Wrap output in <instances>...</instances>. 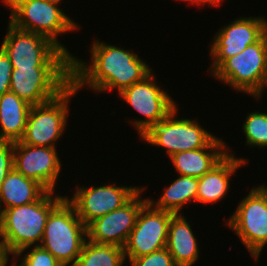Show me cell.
I'll list each match as a JSON object with an SVG mask.
<instances>
[{
	"mask_svg": "<svg viewBox=\"0 0 267 266\" xmlns=\"http://www.w3.org/2000/svg\"><path fill=\"white\" fill-rule=\"evenodd\" d=\"M91 53V65L71 57V84L77 90L88 85L97 92L117 88L120 93L151 73L132 51L95 41Z\"/></svg>",
	"mask_w": 267,
	"mask_h": 266,
	"instance_id": "1",
	"label": "cell"
},
{
	"mask_svg": "<svg viewBox=\"0 0 267 266\" xmlns=\"http://www.w3.org/2000/svg\"><path fill=\"white\" fill-rule=\"evenodd\" d=\"M52 194L47 191L35 202L1 210L0 246L10 255L20 256L32 244L42 241L50 213L66 198H54Z\"/></svg>",
	"mask_w": 267,
	"mask_h": 266,
	"instance_id": "2",
	"label": "cell"
},
{
	"mask_svg": "<svg viewBox=\"0 0 267 266\" xmlns=\"http://www.w3.org/2000/svg\"><path fill=\"white\" fill-rule=\"evenodd\" d=\"M87 236V226L66 198L50 213L45 224L41 246L63 266H75Z\"/></svg>",
	"mask_w": 267,
	"mask_h": 266,
	"instance_id": "3",
	"label": "cell"
},
{
	"mask_svg": "<svg viewBox=\"0 0 267 266\" xmlns=\"http://www.w3.org/2000/svg\"><path fill=\"white\" fill-rule=\"evenodd\" d=\"M6 35L1 48L13 68H71V57L45 36L10 23Z\"/></svg>",
	"mask_w": 267,
	"mask_h": 266,
	"instance_id": "4",
	"label": "cell"
},
{
	"mask_svg": "<svg viewBox=\"0 0 267 266\" xmlns=\"http://www.w3.org/2000/svg\"><path fill=\"white\" fill-rule=\"evenodd\" d=\"M12 11L10 24L15 28L40 34L50 39L70 57L57 35L77 29V25L57 7L55 0H3Z\"/></svg>",
	"mask_w": 267,
	"mask_h": 266,
	"instance_id": "5",
	"label": "cell"
},
{
	"mask_svg": "<svg viewBox=\"0 0 267 266\" xmlns=\"http://www.w3.org/2000/svg\"><path fill=\"white\" fill-rule=\"evenodd\" d=\"M211 74L238 91L261 97L267 86V32L241 53L227 58Z\"/></svg>",
	"mask_w": 267,
	"mask_h": 266,
	"instance_id": "6",
	"label": "cell"
},
{
	"mask_svg": "<svg viewBox=\"0 0 267 266\" xmlns=\"http://www.w3.org/2000/svg\"><path fill=\"white\" fill-rule=\"evenodd\" d=\"M77 89L70 84L54 99L30 108L24 135L20 140L31 146L55 148V142L60 138L66 126L68 103Z\"/></svg>",
	"mask_w": 267,
	"mask_h": 266,
	"instance_id": "7",
	"label": "cell"
},
{
	"mask_svg": "<svg viewBox=\"0 0 267 266\" xmlns=\"http://www.w3.org/2000/svg\"><path fill=\"white\" fill-rule=\"evenodd\" d=\"M177 110L173 109L163 120L153 123L140 137L153 146L167 148L169 156L206 147L215 138L192 119H174Z\"/></svg>",
	"mask_w": 267,
	"mask_h": 266,
	"instance_id": "8",
	"label": "cell"
},
{
	"mask_svg": "<svg viewBox=\"0 0 267 266\" xmlns=\"http://www.w3.org/2000/svg\"><path fill=\"white\" fill-rule=\"evenodd\" d=\"M227 224L236 232L252 257L258 259L267 244V187L252 188Z\"/></svg>",
	"mask_w": 267,
	"mask_h": 266,
	"instance_id": "9",
	"label": "cell"
},
{
	"mask_svg": "<svg viewBox=\"0 0 267 266\" xmlns=\"http://www.w3.org/2000/svg\"><path fill=\"white\" fill-rule=\"evenodd\" d=\"M71 84V68H13L10 92L31 106L46 103Z\"/></svg>",
	"mask_w": 267,
	"mask_h": 266,
	"instance_id": "10",
	"label": "cell"
},
{
	"mask_svg": "<svg viewBox=\"0 0 267 266\" xmlns=\"http://www.w3.org/2000/svg\"><path fill=\"white\" fill-rule=\"evenodd\" d=\"M174 213L153 208L147 202L123 247L125 258L134 259L166 248L168 229Z\"/></svg>",
	"mask_w": 267,
	"mask_h": 266,
	"instance_id": "11",
	"label": "cell"
},
{
	"mask_svg": "<svg viewBox=\"0 0 267 266\" xmlns=\"http://www.w3.org/2000/svg\"><path fill=\"white\" fill-rule=\"evenodd\" d=\"M119 94L125 102L146 118L133 122L140 135L177 107L167 92L154 83V75L151 73L142 81L126 87Z\"/></svg>",
	"mask_w": 267,
	"mask_h": 266,
	"instance_id": "12",
	"label": "cell"
},
{
	"mask_svg": "<svg viewBox=\"0 0 267 266\" xmlns=\"http://www.w3.org/2000/svg\"><path fill=\"white\" fill-rule=\"evenodd\" d=\"M104 185L85 189L80 187L73 198L66 197L86 226L95 219L122 207L141 189L133 186Z\"/></svg>",
	"mask_w": 267,
	"mask_h": 266,
	"instance_id": "13",
	"label": "cell"
},
{
	"mask_svg": "<svg viewBox=\"0 0 267 266\" xmlns=\"http://www.w3.org/2000/svg\"><path fill=\"white\" fill-rule=\"evenodd\" d=\"M142 190L143 188L122 207L92 221L87 226L86 238L94 243L117 245L123 248L136 225L141 208L148 202V199L139 198Z\"/></svg>",
	"mask_w": 267,
	"mask_h": 266,
	"instance_id": "14",
	"label": "cell"
},
{
	"mask_svg": "<svg viewBox=\"0 0 267 266\" xmlns=\"http://www.w3.org/2000/svg\"><path fill=\"white\" fill-rule=\"evenodd\" d=\"M214 38L211 56L212 73L227 59L241 53L248 45L256 43L267 32L264 18H240L220 29Z\"/></svg>",
	"mask_w": 267,
	"mask_h": 266,
	"instance_id": "15",
	"label": "cell"
},
{
	"mask_svg": "<svg viewBox=\"0 0 267 266\" xmlns=\"http://www.w3.org/2000/svg\"><path fill=\"white\" fill-rule=\"evenodd\" d=\"M14 143L13 167L27 178L41 184L47 191L54 187L61 169L56 148Z\"/></svg>",
	"mask_w": 267,
	"mask_h": 266,
	"instance_id": "16",
	"label": "cell"
},
{
	"mask_svg": "<svg viewBox=\"0 0 267 266\" xmlns=\"http://www.w3.org/2000/svg\"><path fill=\"white\" fill-rule=\"evenodd\" d=\"M224 148L226 145L215 137L206 147L178 152L170 158L180 175L200 178L227 155L228 152H225Z\"/></svg>",
	"mask_w": 267,
	"mask_h": 266,
	"instance_id": "17",
	"label": "cell"
},
{
	"mask_svg": "<svg viewBox=\"0 0 267 266\" xmlns=\"http://www.w3.org/2000/svg\"><path fill=\"white\" fill-rule=\"evenodd\" d=\"M245 163V159H238L227 153L209 172L198 178L196 202L213 203L221 200L228 191L230 176Z\"/></svg>",
	"mask_w": 267,
	"mask_h": 266,
	"instance_id": "18",
	"label": "cell"
},
{
	"mask_svg": "<svg viewBox=\"0 0 267 266\" xmlns=\"http://www.w3.org/2000/svg\"><path fill=\"white\" fill-rule=\"evenodd\" d=\"M166 248L177 266H192L199 257L197 240L184 216L173 214Z\"/></svg>",
	"mask_w": 267,
	"mask_h": 266,
	"instance_id": "19",
	"label": "cell"
},
{
	"mask_svg": "<svg viewBox=\"0 0 267 266\" xmlns=\"http://www.w3.org/2000/svg\"><path fill=\"white\" fill-rule=\"evenodd\" d=\"M31 105L13 92L0 97V141L17 142L24 135Z\"/></svg>",
	"mask_w": 267,
	"mask_h": 266,
	"instance_id": "20",
	"label": "cell"
},
{
	"mask_svg": "<svg viewBox=\"0 0 267 266\" xmlns=\"http://www.w3.org/2000/svg\"><path fill=\"white\" fill-rule=\"evenodd\" d=\"M46 192L41 184L25 177L13 167L0 187V207L2 201L5 204L4 209L30 204L39 200Z\"/></svg>",
	"mask_w": 267,
	"mask_h": 266,
	"instance_id": "21",
	"label": "cell"
},
{
	"mask_svg": "<svg viewBox=\"0 0 267 266\" xmlns=\"http://www.w3.org/2000/svg\"><path fill=\"white\" fill-rule=\"evenodd\" d=\"M197 192L198 178L180 175L165 189V192L156 203L150 199H148V202L156 209L179 214L184 204L190 200L196 201Z\"/></svg>",
	"mask_w": 267,
	"mask_h": 266,
	"instance_id": "22",
	"label": "cell"
},
{
	"mask_svg": "<svg viewBox=\"0 0 267 266\" xmlns=\"http://www.w3.org/2000/svg\"><path fill=\"white\" fill-rule=\"evenodd\" d=\"M87 241L83 244L75 266H122L124 263L126 258L122 247Z\"/></svg>",
	"mask_w": 267,
	"mask_h": 266,
	"instance_id": "23",
	"label": "cell"
},
{
	"mask_svg": "<svg viewBox=\"0 0 267 266\" xmlns=\"http://www.w3.org/2000/svg\"><path fill=\"white\" fill-rule=\"evenodd\" d=\"M246 143L250 146H267V113L253 112L248 114L243 124Z\"/></svg>",
	"mask_w": 267,
	"mask_h": 266,
	"instance_id": "24",
	"label": "cell"
},
{
	"mask_svg": "<svg viewBox=\"0 0 267 266\" xmlns=\"http://www.w3.org/2000/svg\"><path fill=\"white\" fill-rule=\"evenodd\" d=\"M30 253L24 255L20 266H63L49 251L41 246H33Z\"/></svg>",
	"mask_w": 267,
	"mask_h": 266,
	"instance_id": "25",
	"label": "cell"
},
{
	"mask_svg": "<svg viewBox=\"0 0 267 266\" xmlns=\"http://www.w3.org/2000/svg\"><path fill=\"white\" fill-rule=\"evenodd\" d=\"M129 260L132 266H177L167 248Z\"/></svg>",
	"mask_w": 267,
	"mask_h": 266,
	"instance_id": "26",
	"label": "cell"
},
{
	"mask_svg": "<svg viewBox=\"0 0 267 266\" xmlns=\"http://www.w3.org/2000/svg\"><path fill=\"white\" fill-rule=\"evenodd\" d=\"M14 143L0 141V187L13 168Z\"/></svg>",
	"mask_w": 267,
	"mask_h": 266,
	"instance_id": "27",
	"label": "cell"
},
{
	"mask_svg": "<svg viewBox=\"0 0 267 266\" xmlns=\"http://www.w3.org/2000/svg\"><path fill=\"white\" fill-rule=\"evenodd\" d=\"M12 69L9 56L0 48V97L10 91Z\"/></svg>",
	"mask_w": 267,
	"mask_h": 266,
	"instance_id": "28",
	"label": "cell"
},
{
	"mask_svg": "<svg viewBox=\"0 0 267 266\" xmlns=\"http://www.w3.org/2000/svg\"><path fill=\"white\" fill-rule=\"evenodd\" d=\"M9 254V252H7L3 247L0 246V266H6L9 259Z\"/></svg>",
	"mask_w": 267,
	"mask_h": 266,
	"instance_id": "29",
	"label": "cell"
},
{
	"mask_svg": "<svg viewBox=\"0 0 267 266\" xmlns=\"http://www.w3.org/2000/svg\"><path fill=\"white\" fill-rule=\"evenodd\" d=\"M186 1L193 2L195 4L197 3V5L198 3L204 5V3H207V2L209 5L211 4L208 0H186Z\"/></svg>",
	"mask_w": 267,
	"mask_h": 266,
	"instance_id": "30",
	"label": "cell"
},
{
	"mask_svg": "<svg viewBox=\"0 0 267 266\" xmlns=\"http://www.w3.org/2000/svg\"><path fill=\"white\" fill-rule=\"evenodd\" d=\"M210 3H211V5H215V6H219L221 3V0H208Z\"/></svg>",
	"mask_w": 267,
	"mask_h": 266,
	"instance_id": "31",
	"label": "cell"
}]
</instances>
